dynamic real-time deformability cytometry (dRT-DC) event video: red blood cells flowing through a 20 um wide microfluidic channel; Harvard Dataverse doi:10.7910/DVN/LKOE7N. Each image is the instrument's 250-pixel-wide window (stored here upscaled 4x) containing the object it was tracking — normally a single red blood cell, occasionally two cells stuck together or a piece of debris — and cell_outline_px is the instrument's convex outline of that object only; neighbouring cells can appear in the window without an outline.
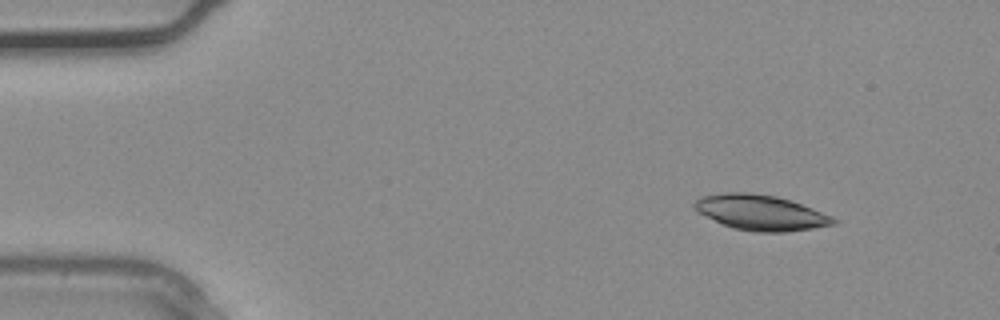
{"species": "common noctule bat (a hibernating species)", "species_latin": "Nyctalus noctula", "temperature_condition": "warm", "stored_images_in_passage": 3, "camera_frame_rate_fps": 3000, "um_per_image_px": 0.085, "animal": {"sex": "male", "body_mass_g": 20.4}, "frame": {"image": 1, "passage_image": 1, "time_ms": 0.0, "image_size_px": [1000, 320], "cell_outline_px": [[840, 220], [836, 224], [812, 228], [784, 232], [756, 232], [732, 228], [696, 212], [692, 208], [692, 204], [696, 200], [704, 196], [720, 192], [752, 192], [776, 196], [812, 208], [832, 216]], "centroid_in_image_um": [64.63, 18.06], "position_along_channel_um": 20.4, "area_um2": 28.73}}